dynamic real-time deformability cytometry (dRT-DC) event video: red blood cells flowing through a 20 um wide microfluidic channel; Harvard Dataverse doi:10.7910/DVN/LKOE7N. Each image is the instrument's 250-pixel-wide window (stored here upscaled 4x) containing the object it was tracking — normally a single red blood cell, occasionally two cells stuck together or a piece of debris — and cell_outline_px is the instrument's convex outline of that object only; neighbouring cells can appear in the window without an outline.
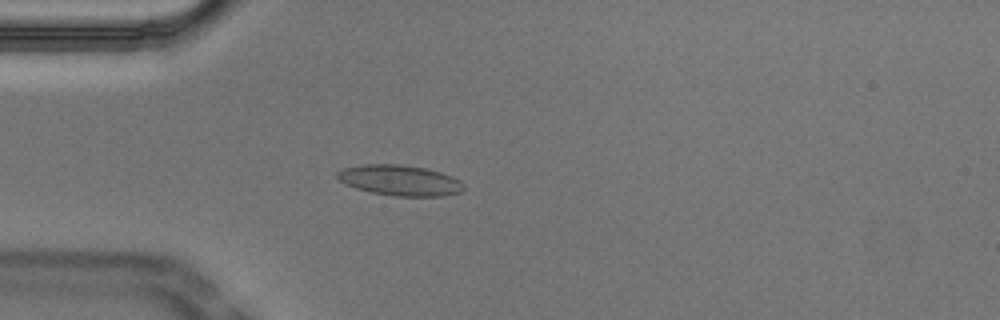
{"species": "Egyptian fruit bat (a non-hibernating species)", "species_latin": "Rousettus aegyptiacus", "temperature_condition": "cold", "stored_images_in_passage": 54, "camera_frame_rate_fps": 3000, "um_per_image_px": 0.085, "animal": {"sex": "male"}, "frame": {"image": 1, "passage_image": 15, "time_ms": 4.667, "image_size_px": [1000, 320], "cell_outline_px": [[464, 188], [460, 192], [444, 196], [392, 196], [368, 192], [344, 184], [336, 180], [336, 172], [340, 168], [364, 164], [400, 164], [424, 168], [440, 172], [452, 176], [460, 180], [464, 184]], "centroid_in_image_um": [33.93, 15.33], "position_along_channel_um": 51.1, "area_um2": 22.89}}
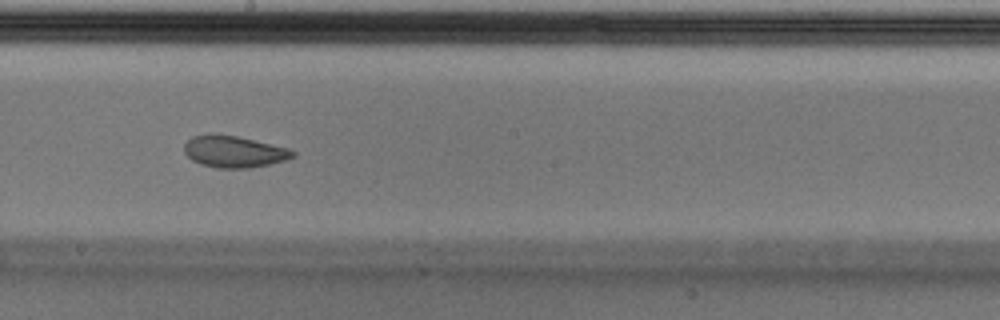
{"frame": {"image": 2, "passage_image": 30, "time_ms": 9.667, "image_size_px": [1000, 320], "cell_outline_px": [[296, 156], [288, 160], [248, 168], [216, 168], [200, 164], [192, 160], [184, 152], [184, 144], [192, 136], [236, 136], [288, 148], [296, 152]], "centroid_in_image_um": [19.92, 12.92], "position_along_channel_um": 228.3, "area_um2": 19.59}}
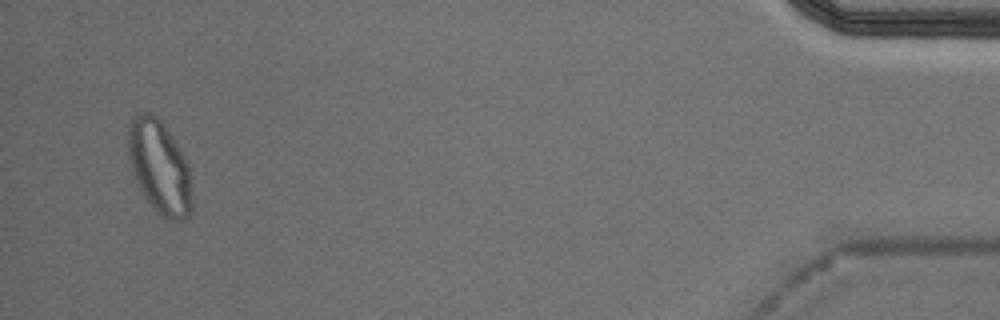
{"frame": {"image": 3, "passage_image": 52, "time_ms": 17.0, "image_size_px": [1000, 320], "cell_outline_px": [[192, 208], [188, 216], [184, 220], [168, 220], [156, 212], [140, 188], [132, 172], [128, 156], [128, 128], [132, 116], [140, 112], [152, 112], [160, 120], [172, 136], [184, 156], [188, 168], [192, 204]], "centroid_in_image_um": [13.53, 14.18], "position_along_channel_um": 421.7, "area_um2": 34.51}, "authors_computed_cell_mechanics": {"area_um2": 21.2415, "velocity_mm_per_s": 3.7066, "shape_relaxation_time_tau1_ms": null, "shape_relaxation_time_tau2_ms": 1.6902, "deformation_change_tau1": null, "deformation_change_tau2": 0.065}}